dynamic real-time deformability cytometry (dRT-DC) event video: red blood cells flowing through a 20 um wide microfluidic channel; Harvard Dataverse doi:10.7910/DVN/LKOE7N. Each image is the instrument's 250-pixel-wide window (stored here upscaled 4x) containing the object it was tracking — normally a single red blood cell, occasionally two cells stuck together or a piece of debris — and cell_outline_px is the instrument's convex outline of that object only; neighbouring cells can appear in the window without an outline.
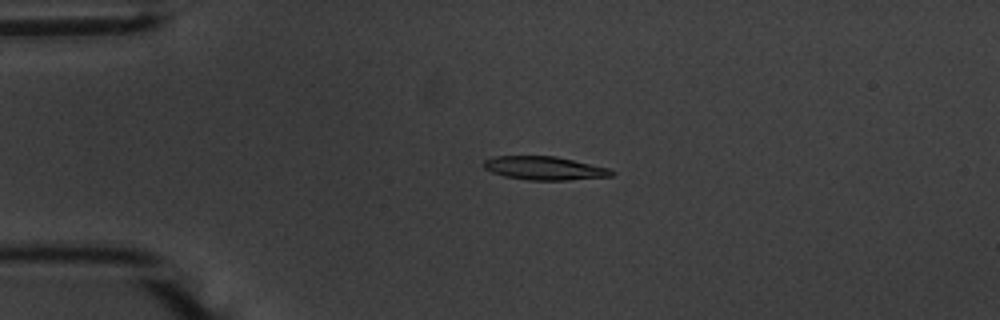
{"species": "common noctule bat (a hibernating species)", "species_latin": "Nyctalus noctula", "temperature_condition": "warm", "stored_images_in_passage": 42, "camera_frame_rate_fps": 3000, "um_per_image_px": 0.085, "animal": {"sex": "male", "body_mass_g": 20.1, "forearm_length_mm": 53.5}, "frame": {"image": 1, "passage_image": 7, "time_ms": 2.0, "image_size_px": [1000, 320], "cell_outline_px": [[616, 172], [612, 176], [568, 180], [528, 180], [504, 176], [492, 172], [484, 168], [484, 160], [496, 156], [556, 156], [608, 168]], "centroid_in_image_um": [46.28, 14.3], "position_along_channel_um": 38.7, "area_um2": 17.4}}
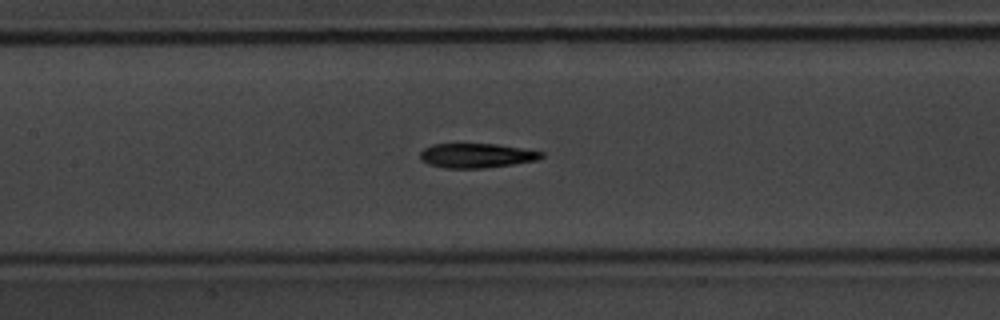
{"frame": {"image": 2, "passage_image": 20, "time_ms": 6.333, "image_size_px": [1000, 320], "cell_outline_px": [[544, 156], [536, 160], [512, 164], [484, 168], [444, 168], [428, 164], [420, 160], [420, 152], [424, 148], [432, 144], [496, 144], [524, 148], [544, 152]], "centroid_in_image_um": [40.49, 13.22], "position_along_channel_um": 166.9, "area_um2": 17.34}}
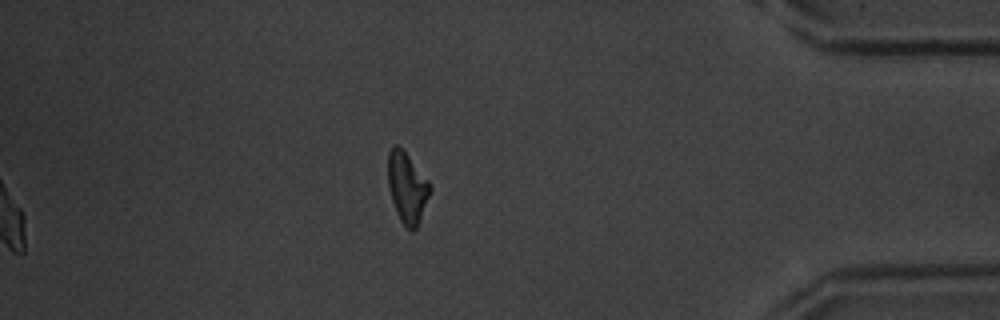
{"frame": {"image": 3, "passage_image": 42, "time_ms": 13.667, "image_size_px": [1000, 320], "cell_outline_px": [[432, 188], [416, 228], [412, 232], [400, 220], [396, 212], [392, 200], [388, 184], [388, 152], [392, 144], [396, 144], [408, 156], [432, 184]], "centroid_in_image_um": [34.6, 15.92], "position_along_channel_um": 400.6, "area_um2": 17.11}, "authors_computed_cell_mechanics": {"area_um2": 17.3978, "velocity_mm_per_s": 3.6869, "shape_relaxation_time_tau1_ms": 3.7421, "shape_relaxation_time_tau2_ms": 4.6338, "deformation_change_tau1": 0.1844, "deformation_change_tau2": 0.1354}}